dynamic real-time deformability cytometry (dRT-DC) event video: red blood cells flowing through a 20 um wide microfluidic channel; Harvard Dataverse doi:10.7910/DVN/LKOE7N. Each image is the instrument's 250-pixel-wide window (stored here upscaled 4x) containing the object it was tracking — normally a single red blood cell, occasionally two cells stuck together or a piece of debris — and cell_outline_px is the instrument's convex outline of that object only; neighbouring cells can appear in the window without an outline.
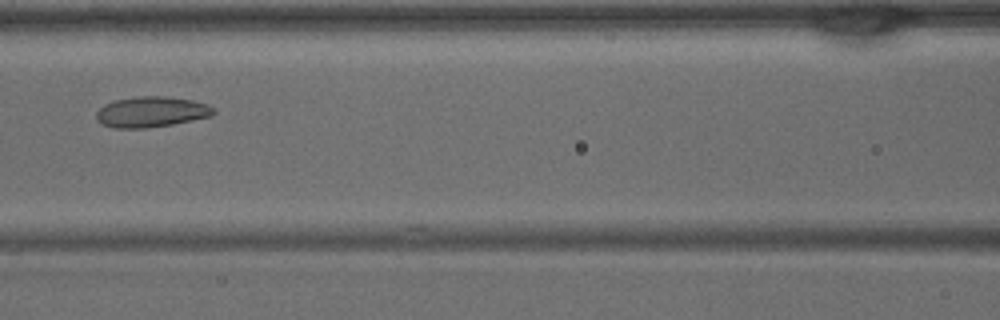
{"species": "common noctule bat (a hibernating species)", "species_latin": "Nyctalus noctula", "temperature_condition": "warm", "stored_images_in_passage": 37, "camera_frame_rate_fps": 3000, "um_per_image_px": 0.085, "animal": {"sex": "male", "body_mass_g": 15.6}, "frame": {"image": 1, "passage_image": 14, "time_ms": 4.333, "image_size_px": [1000, 320], "cell_outline_px": [[216, 112], [212, 116], [172, 124], [144, 128], [116, 128], [104, 124], [96, 120], [96, 112], [104, 104], [112, 100], [136, 96], [164, 96], [192, 100], [208, 104], [216, 108]], "centroid_in_image_um": [12.88, 9.5], "position_along_channel_um": 153.7, "area_um2": 21.04}}
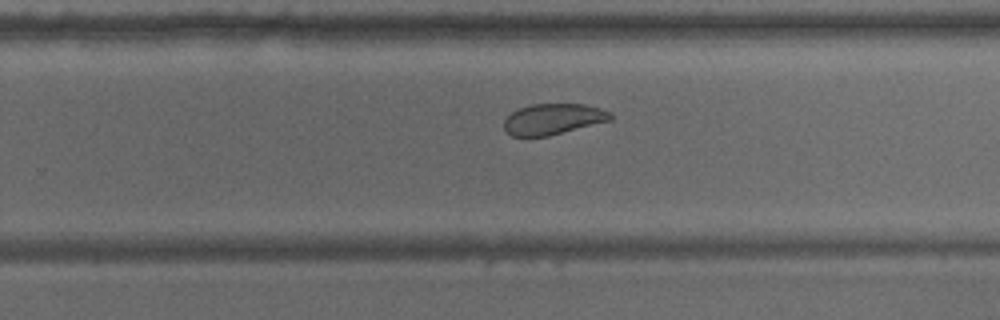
{"frame": {"image": 2, "passage_image": 22, "time_ms": 7.0, "image_size_px": [1000, 320], "cell_outline_px": [[612, 120], [548, 136], [512, 136], [504, 128], [504, 120], [512, 112], [520, 108], [532, 104], [584, 104], [600, 108], [612, 112]], "centroid_in_image_um": [47.04, 10.12], "position_along_channel_um": 282.8, "area_um2": 19.07}}
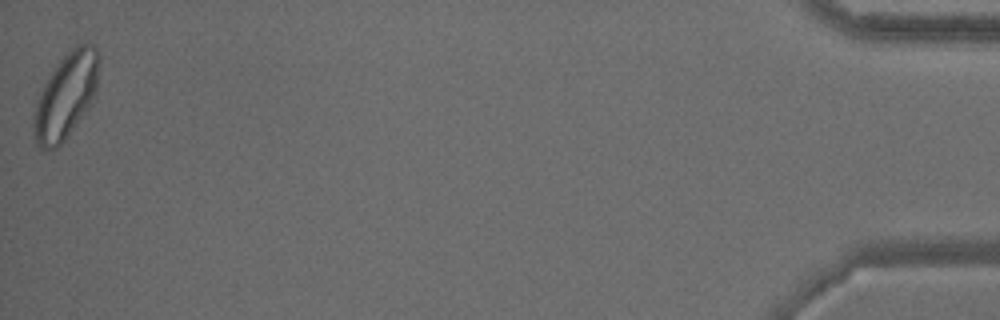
{"frame": {"image": 3, "passage_image": 37, "time_ms": 12.0, "image_size_px": [1000, 320], "cell_outline_px": [[100, 60], [96, 92], [88, 108], [64, 140], [56, 148], [40, 148], [36, 140], [32, 112], [36, 100], [44, 84], [56, 64], [72, 48], [80, 44], [92, 44], [96, 48], [100, 56]], "centroid_in_image_um": [5.61, 8.11], "position_along_channel_um": 429.6, "area_um2": 32.14}}